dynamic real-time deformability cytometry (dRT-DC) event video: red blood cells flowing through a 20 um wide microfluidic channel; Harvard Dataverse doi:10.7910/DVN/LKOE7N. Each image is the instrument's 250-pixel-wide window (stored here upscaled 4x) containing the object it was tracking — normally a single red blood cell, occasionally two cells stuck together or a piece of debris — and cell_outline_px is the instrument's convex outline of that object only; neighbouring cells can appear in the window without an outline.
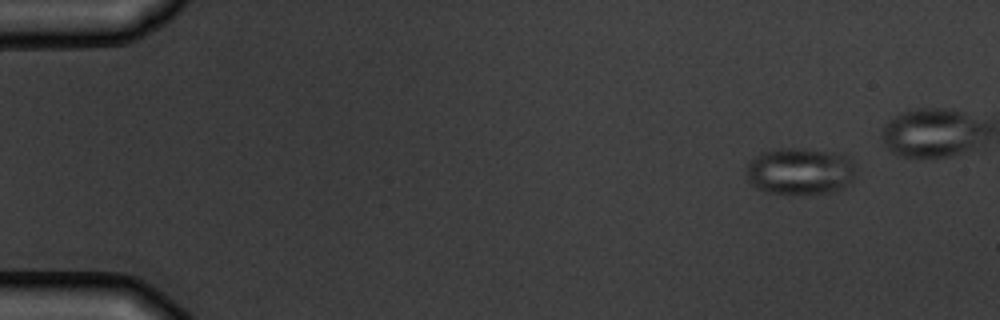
{"species": "common noctule bat (a hibernating species)", "species_latin": "Nyctalus noctula", "temperature_condition": "warm", "stored_images_in_passage": 5, "camera_frame_rate_fps": 3000, "um_per_image_px": 0.085, "animal": {"sex": "male", "body_mass_g": 19.5, "forearm_length_mm": 54.6}, "frame": {"image": 1, "passage_image": 1, "time_ms": 0.0, "image_size_px": [1000, 320], "cell_outline_px": [[856, 172], [852, 180], [844, 188], [832, 192], [788, 196], [764, 192], [756, 188], [744, 176], [744, 168], [760, 152], [780, 148], [796, 148], [844, 152], [852, 160], [856, 168]], "centroid_in_image_um": [68.0, 14.57], "position_along_channel_um": 17.0, "area_um2": 31.21}}